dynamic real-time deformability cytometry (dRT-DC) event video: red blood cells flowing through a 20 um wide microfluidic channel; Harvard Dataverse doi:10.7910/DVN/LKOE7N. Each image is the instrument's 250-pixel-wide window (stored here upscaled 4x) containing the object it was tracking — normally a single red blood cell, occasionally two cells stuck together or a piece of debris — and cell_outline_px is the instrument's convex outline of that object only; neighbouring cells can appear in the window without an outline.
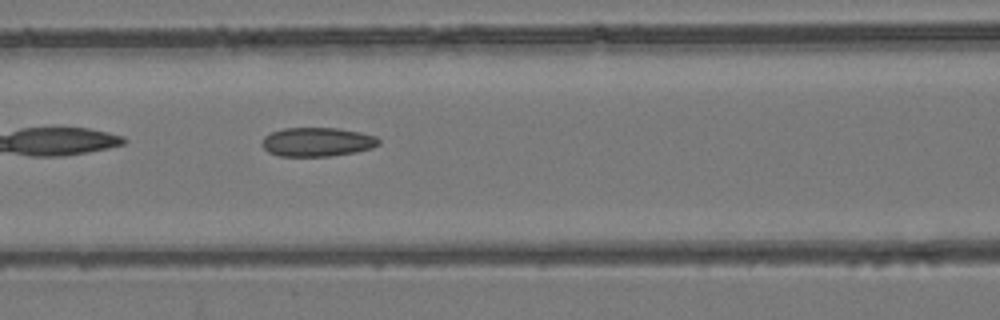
{"species": "common noctule bat (a hibernating species)", "species_latin": "Nyctalus noctula", "temperature_condition": "room temperature", "stored_images_in_passage": 31, "camera_frame_rate_fps": 3000, "um_per_image_px": 0.085, "animal": {"sex": "female", "body_mass_g": 24.6, "forearm_length_mm": 56.2}, "frame": {"image": 1, "passage_image": 6, "time_ms": 1.667, "image_size_px": [1000, 320], "cell_outline_px": [[380, 144], [372, 148], [356, 152], [332, 156], [280, 156], [268, 152], [260, 144], [264, 136], [272, 132], [284, 128], [340, 128], [360, 132], [376, 136], [380, 140]], "centroid_in_image_um": [26.97, 12.06], "position_along_channel_um": 139.6, "area_um2": 19.88}}
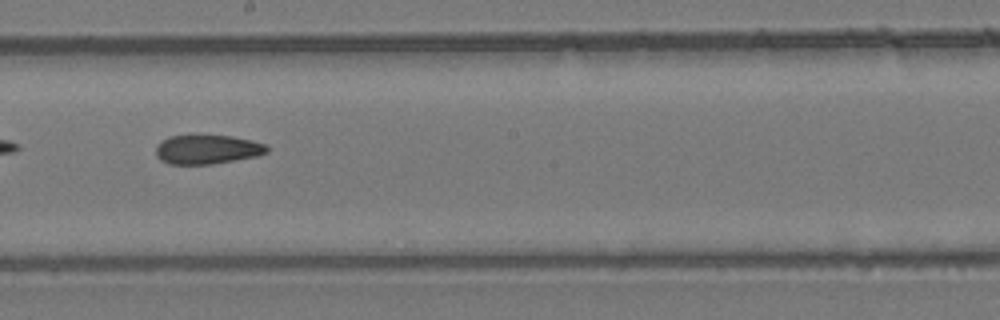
{"frame": {"image": 2, "passage_image": 13, "time_ms": 4.0, "image_size_px": [1000, 320], "cell_outline_px": [[268, 152], [256, 156], [212, 164], [168, 164], [160, 160], [156, 156], [156, 144], [160, 140], [168, 136], [232, 136], [252, 140], [268, 144]], "centroid_in_image_um": [17.6, 12.7], "position_along_channel_um": 230.6, "area_um2": 18.96}}
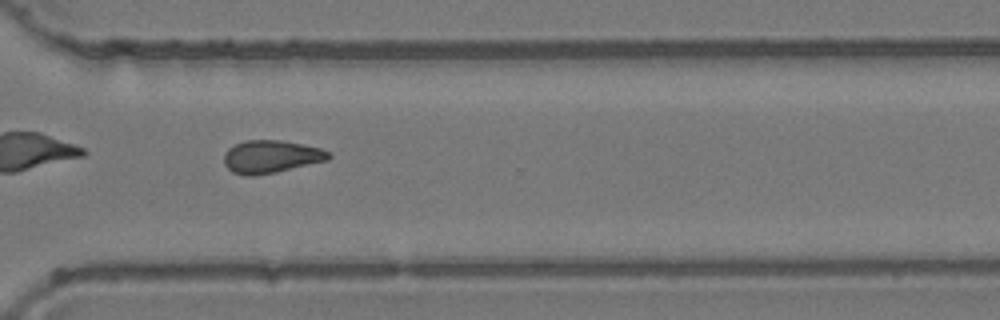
{"frame": {"image": 3, "passage_image": 22, "time_ms": 7.0, "image_size_px": [1000, 320], "cell_outline_px": [[332, 156], [328, 160], [276, 172], [252, 176], [248, 176], [232, 172], [224, 164], [224, 152], [228, 148], [244, 140], [280, 140], [320, 148], [328, 152]], "centroid_in_image_um": [23.01, 13.32], "position_along_channel_um": 347.6, "area_um2": 19.88}}